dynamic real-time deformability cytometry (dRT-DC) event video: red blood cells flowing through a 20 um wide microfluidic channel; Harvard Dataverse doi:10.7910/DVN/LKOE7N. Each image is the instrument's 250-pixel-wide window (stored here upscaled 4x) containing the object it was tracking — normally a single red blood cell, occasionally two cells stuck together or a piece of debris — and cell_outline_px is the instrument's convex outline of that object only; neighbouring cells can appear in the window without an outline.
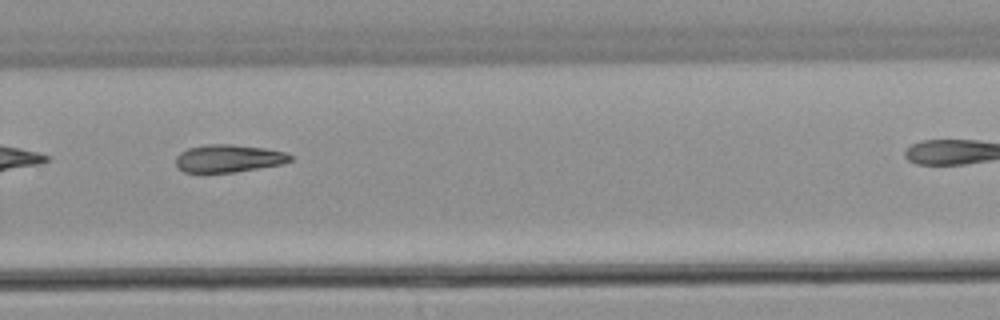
{"species": "common noctule bat (a hibernating species)", "species_latin": "Nyctalus noctula", "temperature_condition": "warm", "stored_images_in_passage": 26, "camera_frame_rate_fps": 3000, "um_per_image_px": 0.085, "animal": {"sex": "male", "body_mass_g": 21.5, "forearm_length_mm": 52.0}, "frame": {"image": 1, "passage_image": 19, "time_ms": 6.0, "image_size_px": [1000, 320], "cell_outline_px": [[292, 160], [280, 164], [236, 172], [184, 172], [176, 164], [176, 156], [180, 152], [188, 148], [208, 144], [232, 144], [264, 148], [284, 152], [292, 156]], "centroid_in_image_um": [19.41, 13.46], "position_along_channel_um": 310.4, "area_um2": 18.26}}